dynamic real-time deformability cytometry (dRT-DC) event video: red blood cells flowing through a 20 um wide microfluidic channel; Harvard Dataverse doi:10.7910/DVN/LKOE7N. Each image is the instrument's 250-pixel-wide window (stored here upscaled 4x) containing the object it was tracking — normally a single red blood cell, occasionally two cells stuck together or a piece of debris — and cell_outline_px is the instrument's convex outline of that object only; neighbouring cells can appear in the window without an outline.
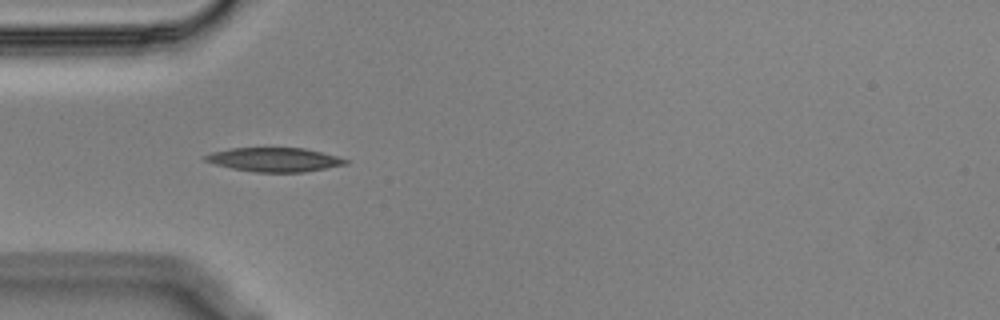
{"species": "Egyptian fruit bat (a non-hibernating species)", "species_latin": "Rousettus aegyptiacus", "temperature_condition": "cold", "stored_images_in_passage": 40, "camera_frame_rate_fps": 3000, "um_per_image_px": 0.085, "animal": {"sex": "male"}, "frame": {"image": 1, "passage_image": 1, "time_ms": 0.0, "image_size_px": [1000, 320], "cell_outline_px": [[348, 164], [304, 172], [256, 172], [232, 168], [216, 164], [204, 160], [204, 156], [212, 152], [228, 148], [304, 148], [336, 156], [348, 160]], "centroid_in_image_um": [23.32, 13.57], "position_along_channel_um": 61.7, "area_um2": 19.42}}
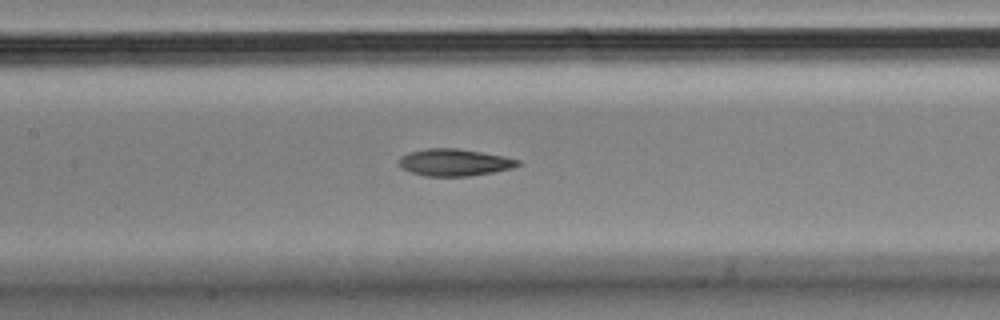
{"frame": {"image": 2, "passage_image": 10, "time_ms": 3.0, "image_size_px": [1000, 320], "cell_outline_px": [[520, 164], [512, 168], [492, 172], [468, 176], [424, 176], [400, 168], [400, 156], [408, 152], [428, 148], [456, 148], [504, 156], [520, 160]], "centroid_in_image_um": [38.6, 13.8], "position_along_channel_um": 168.8, "area_um2": 18.61}}
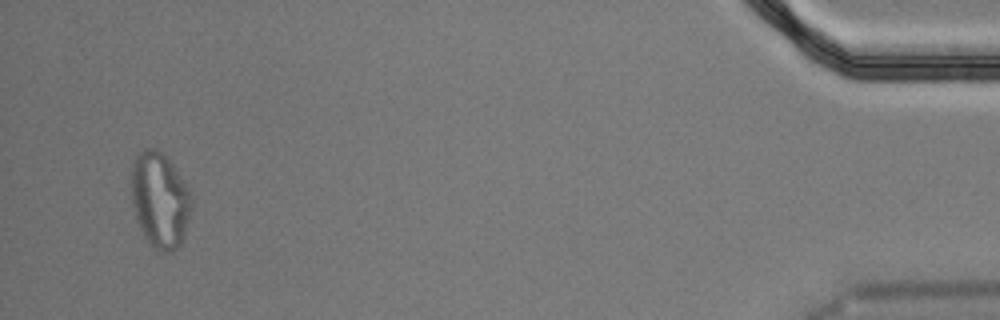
{"frame": {"image": 3, "passage_image": 38, "time_ms": 12.333, "image_size_px": [1000, 320], "cell_outline_px": [[192, 200], [184, 236], [180, 244], [172, 252], [160, 252], [152, 248], [148, 244], [140, 228], [132, 204], [132, 164], [136, 156], [144, 148], [156, 148], [168, 156], [188, 188]], "centroid_in_image_um": [13.58, 17.0], "position_along_channel_um": 421.6, "area_um2": 33.52}, "authors_computed_cell_mechanics": {"area_um2": 19.5075, "velocity_mm_per_s": 3.5751, "shape_relaxation_time_tau1_ms": null, "shape_relaxation_time_tau2_ms": 8.4863, "deformation_change_tau1": null, "deformation_change_tau2": 0.1534}}